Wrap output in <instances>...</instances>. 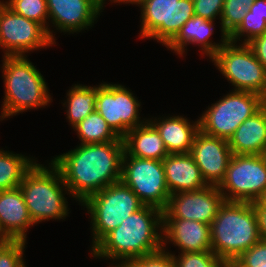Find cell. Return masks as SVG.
I'll return each mask as SVG.
<instances>
[{"instance_id":"obj_40","label":"cell","mask_w":266,"mask_h":267,"mask_svg":"<svg viewBox=\"0 0 266 267\" xmlns=\"http://www.w3.org/2000/svg\"><path fill=\"white\" fill-rule=\"evenodd\" d=\"M259 202L266 208V193H265V195L259 200Z\"/></svg>"},{"instance_id":"obj_6","label":"cell","mask_w":266,"mask_h":267,"mask_svg":"<svg viewBox=\"0 0 266 267\" xmlns=\"http://www.w3.org/2000/svg\"><path fill=\"white\" fill-rule=\"evenodd\" d=\"M81 206L86 207L90 214L92 250L108 233L144 204L127 185L119 181L92 194Z\"/></svg>"},{"instance_id":"obj_13","label":"cell","mask_w":266,"mask_h":267,"mask_svg":"<svg viewBox=\"0 0 266 267\" xmlns=\"http://www.w3.org/2000/svg\"><path fill=\"white\" fill-rule=\"evenodd\" d=\"M130 89L120 84L101 83L97 86L96 111L120 137L147 120L139 117L141 102Z\"/></svg>"},{"instance_id":"obj_36","label":"cell","mask_w":266,"mask_h":267,"mask_svg":"<svg viewBox=\"0 0 266 267\" xmlns=\"http://www.w3.org/2000/svg\"><path fill=\"white\" fill-rule=\"evenodd\" d=\"M258 231L261 239L266 240V208L259 202H253Z\"/></svg>"},{"instance_id":"obj_35","label":"cell","mask_w":266,"mask_h":267,"mask_svg":"<svg viewBox=\"0 0 266 267\" xmlns=\"http://www.w3.org/2000/svg\"><path fill=\"white\" fill-rule=\"evenodd\" d=\"M258 61L266 69V33L254 38L248 43Z\"/></svg>"},{"instance_id":"obj_25","label":"cell","mask_w":266,"mask_h":267,"mask_svg":"<svg viewBox=\"0 0 266 267\" xmlns=\"http://www.w3.org/2000/svg\"><path fill=\"white\" fill-rule=\"evenodd\" d=\"M35 159L0 149V191L18 188Z\"/></svg>"},{"instance_id":"obj_32","label":"cell","mask_w":266,"mask_h":267,"mask_svg":"<svg viewBox=\"0 0 266 267\" xmlns=\"http://www.w3.org/2000/svg\"><path fill=\"white\" fill-rule=\"evenodd\" d=\"M26 241L7 240L0 243V267H26L23 254Z\"/></svg>"},{"instance_id":"obj_16","label":"cell","mask_w":266,"mask_h":267,"mask_svg":"<svg viewBox=\"0 0 266 267\" xmlns=\"http://www.w3.org/2000/svg\"><path fill=\"white\" fill-rule=\"evenodd\" d=\"M49 21L63 33L91 28L104 9L97 0H46Z\"/></svg>"},{"instance_id":"obj_24","label":"cell","mask_w":266,"mask_h":267,"mask_svg":"<svg viewBox=\"0 0 266 267\" xmlns=\"http://www.w3.org/2000/svg\"><path fill=\"white\" fill-rule=\"evenodd\" d=\"M72 86L66 94L68 98L63 105L67 108V119L73 128L96 109L97 86L78 83Z\"/></svg>"},{"instance_id":"obj_18","label":"cell","mask_w":266,"mask_h":267,"mask_svg":"<svg viewBox=\"0 0 266 267\" xmlns=\"http://www.w3.org/2000/svg\"><path fill=\"white\" fill-rule=\"evenodd\" d=\"M34 226L21 189L0 191V232L7 240L26 241V232Z\"/></svg>"},{"instance_id":"obj_19","label":"cell","mask_w":266,"mask_h":267,"mask_svg":"<svg viewBox=\"0 0 266 267\" xmlns=\"http://www.w3.org/2000/svg\"><path fill=\"white\" fill-rule=\"evenodd\" d=\"M214 21L203 19L194 15L180 29L177 35L165 46L168 50L176 52L177 55H184L187 45L196 44L201 47V53L212 58L216 52L228 40L226 35L221 36L220 43L210 40L214 32ZM213 42V43H212Z\"/></svg>"},{"instance_id":"obj_3","label":"cell","mask_w":266,"mask_h":267,"mask_svg":"<svg viewBox=\"0 0 266 267\" xmlns=\"http://www.w3.org/2000/svg\"><path fill=\"white\" fill-rule=\"evenodd\" d=\"M211 250L226 265L261 238L253 202L225 201L210 224Z\"/></svg>"},{"instance_id":"obj_8","label":"cell","mask_w":266,"mask_h":267,"mask_svg":"<svg viewBox=\"0 0 266 267\" xmlns=\"http://www.w3.org/2000/svg\"><path fill=\"white\" fill-rule=\"evenodd\" d=\"M235 87L232 90L266 95V69L248 44L237 45L227 40L210 59Z\"/></svg>"},{"instance_id":"obj_22","label":"cell","mask_w":266,"mask_h":267,"mask_svg":"<svg viewBox=\"0 0 266 267\" xmlns=\"http://www.w3.org/2000/svg\"><path fill=\"white\" fill-rule=\"evenodd\" d=\"M228 143L232 154L261 155L266 147V105L241 123Z\"/></svg>"},{"instance_id":"obj_5","label":"cell","mask_w":266,"mask_h":267,"mask_svg":"<svg viewBox=\"0 0 266 267\" xmlns=\"http://www.w3.org/2000/svg\"><path fill=\"white\" fill-rule=\"evenodd\" d=\"M49 167L35 161L19 185L29 215L34 224L68 216L67 186L58 168L51 162ZM66 192V193H65Z\"/></svg>"},{"instance_id":"obj_7","label":"cell","mask_w":266,"mask_h":267,"mask_svg":"<svg viewBox=\"0 0 266 267\" xmlns=\"http://www.w3.org/2000/svg\"><path fill=\"white\" fill-rule=\"evenodd\" d=\"M264 105L259 94L233 90L202 113L199 128L207 135L229 140L239 125Z\"/></svg>"},{"instance_id":"obj_2","label":"cell","mask_w":266,"mask_h":267,"mask_svg":"<svg viewBox=\"0 0 266 267\" xmlns=\"http://www.w3.org/2000/svg\"><path fill=\"white\" fill-rule=\"evenodd\" d=\"M162 228L163 211L144 205L108 233L90 252L93 258L117 262L140 258L163 249Z\"/></svg>"},{"instance_id":"obj_20","label":"cell","mask_w":266,"mask_h":267,"mask_svg":"<svg viewBox=\"0 0 266 267\" xmlns=\"http://www.w3.org/2000/svg\"><path fill=\"white\" fill-rule=\"evenodd\" d=\"M163 167L170 195L208 186L190 153L168 154L163 159Z\"/></svg>"},{"instance_id":"obj_1","label":"cell","mask_w":266,"mask_h":267,"mask_svg":"<svg viewBox=\"0 0 266 267\" xmlns=\"http://www.w3.org/2000/svg\"><path fill=\"white\" fill-rule=\"evenodd\" d=\"M124 142L80 144L51 162L58 168L70 196L82 204L89 196L121 181Z\"/></svg>"},{"instance_id":"obj_4","label":"cell","mask_w":266,"mask_h":267,"mask_svg":"<svg viewBox=\"0 0 266 267\" xmlns=\"http://www.w3.org/2000/svg\"><path fill=\"white\" fill-rule=\"evenodd\" d=\"M27 58V55L3 56L5 97L0 121L29 109L45 107L52 102L43 75Z\"/></svg>"},{"instance_id":"obj_11","label":"cell","mask_w":266,"mask_h":267,"mask_svg":"<svg viewBox=\"0 0 266 267\" xmlns=\"http://www.w3.org/2000/svg\"><path fill=\"white\" fill-rule=\"evenodd\" d=\"M219 190L225 201H259L266 193V164L263 157L233 154Z\"/></svg>"},{"instance_id":"obj_26","label":"cell","mask_w":266,"mask_h":267,"mask_svg":"<svg viewBox=\"0 0 266 267\" xmlns=\"http://www.w3.org/2000/svg\"><path fill=\"white\" fill-rule=\"evenodd\" d=\"M81 144L123 141L96 109L73 127Z\"/></svg>"},{"instance_id":"obj_9","label":"cell","mask_w":266,"mask_h":267,"mask_svg":"<svg viewBox=\"0 0 266 267\" xmlns=\"http://www.w3.org/2000/svg\"><path fill=\"white\" fill-rule=\"evenodd\" d=\"M140 38L166 46L194 14L193 0H141Z\"/></svg>"},{"instance_id":"obj_43","label":"cell","mask_w":266,"mask_h":267,"mask_svg":"<svg viewBox=\"0 0 266 267\" xmlns=\"http://www.w3.org/2000/svg\"><path fill=\"white\" fill-rule=\"evenodd\" d=\"M7 241V239L0 232V243Z\"/></svg>"},{"instance_id":"obj_38","label":"cell","mask_w":266,"mask_h":267,"mask_svg":"<svg viewBox=\"0 0 266 267\" xmlns=\"http://www.w3.org/2000/svg\"><path fill=\"white\" fill-rule=\"evenodd\" d=\"M255 0H225L224 2H231V3H238V4H244L247 7H250V5L254 2Z\"/></svg>"},{"instance_id":"obj_33","label":"cell","mask_w":266,"mask_h":267,"mask_svg":"<svg viewBox=\"0 0 266 267\" xmlns=\"http://www.w3.org/2000/svg\"><path fill=\"white\" fill-rule=\"evenodd\" d=\"M231 267H266V240L260 239L247 251L241 253Z\"/></svg>"},{"instance_id":"obj_27","label":"cell","mask_w":266,"mask_h":267,"mask_svg":"<svg viewBox=\"0 0 266 267\" xmlns=\"http://www.w3.org/2000/svg\"><path fill=\"white\" fill-rule=\"evenodd\" d=\"M3 3L14 13L41 24L56 44L53 30L49 27V13L46 0H7ZM48 20V21H47Z\"/></svg>"},{"instance_id":"obj_12","label":"cell","mask_w":266,"mask_h":267,"mask_svg":"<svg viewBox=\"0 0 266 267\" xmlns=\"http://www.w3.org/2000/svg\"><path fill=\"white\" fill-rule=\"evenodd\" d=\"M54 44L41 24L14 13L0 0V47L3 48V56H25L26 52Z\"/></svg>"},{"instance_id":"obj_30","label":"cell","mask_w":266,"mask_h":267,"mask_svg":"<svg viewBox=\"0 0 266 267\" xmlns=\"http://www.w3.org/2000/svg\"><path fill=\"white\" fill-rule=\"evenodd\" d=\"M166 249H161L158 252L142 256L140 258L126 259L115 266L109 267H176L173 254Z\"/></svg>"},{"instance_id":"obj_21","label":"cell","mask_w":266,"mask_h":267,"mask_svg":"<svg viewBox=\"0 0 266 267\" xmlns=\"http://www.w3.org/2000/svg\"><path fill=\"white\" fill-rule=\"evenodd\" d=\"M147 120L159 132L169 154L190 153L195 135L200 130L199 119L191 122L186 117L171 115Z\"/></svg>"},{"instance_id":"obj_41","label":"cell","mask_w":266,"mask_h":267,"mask_svg":"<svg viewBox=\"0 0 266 267\" xmlns=\"http://www.w3.org/2000/svg\"><path fill=\"white\" fill-rule=\"evenodd\" d=\"M97 1H98L99 3H101L103 6H105L104 4H106V3H105L106 0H97ZM110 2H111V3H113V2L116 3V0H110Z\"/></svg>"},{"instance_id":"obj_37","label":"cell","mask_w":266,"mask_h":267,"mask_svg":"<svg viewBox=\"0 0 266 267\" xmlns=\"http://www.w3.org/2000/svg\"><path fill=\"white\" fill-rule=\"evenodd\" d=\"M250 15L263 16L266 21V0H255L249 7Z\"/></svg>"},{"instance_id":"obj_39","label":"cell","mask_w":266,"mask_h":267,"mask_svg":"<svg viewBox=\"0 0 266 267\" xmlns=\"http://www.w3.org/2000/svg\"><path fill=\"white\" fill-rule=\"evenodd\" d=\"M141 0H116V3H122L123 2V4L125 3V4H127V3H130V4H133V5H136V4H138L139 2H140Z\"/></svg>"},{"instance_id":"obj_29","label":"cell","mask_w":266,"mask_h":267,"mask_svg":"<svg viewBox=\"0 0 266 267\" xmlns=\"http://www.w3.org/2000/svg\"><path fill=\"white\" fill-rule=\"evenodd\" d=\"M176 267H225L226 264L212 250L201 252L173 253Z\"/></svg>"},{"instance_id":"obj_14","label":"cell","mask_w":266,"mask_h":267,"mask_svg":"<svg viewBox=\"0 0 266 267\" xmlns=\"http://www.w3.org/2000/svg\"><path fill=\"white\" fill-rule=\"evenodd\" d=\"M225 202L217 186L170 195L163 218L194 220L210 225Z\"/></svg>"},{"instance_id":"obj_28","label":"cell","mask_w":266,"mask_h":267,"mask_svg":"<svg viewBox=\"0 0 266 267\" xmlns=\"http://www.w3.org/2000/svg\"><path fill=\"white\" fill-rule=\"evenodd\" d=\"M266 33V21L263 16L250 15V11L246 13L240 26L228 37V40L234 43L241 41L242 44H248L254 38Z\"/></svg>"},{"instance_id":"obj_23","label":"cell","mask_w":266,"mask_h":267,"mask_svg":"<svg viewBox=\"0 0 266 267\" xmlns=\"http://www.w3.org/2000/svg\"><path fill=\"white\" fill-rule=\"evenodd\" d=\"M123 142L129 156L162 161L169 154L159 132L148 120L129 130Z\"/></svg>"},{"instance_id":"obj_31","label":"cell","mask_w":266,"mask_h":267,"mask_svg":"<svg viewBox=\"0 0 266 267\" xmlns=\"http://www.w3.org/2000/svg\"><path fill=\"white\" fill-rule=\"evenodd\" d=\"M248 10L244 4L224 2L220 17L221 35L229 37L240 26Z\"/></svg>"},{"instance_id":"obj_34","label":"cell","mask_w":266,"mask_h":267,"mask_svg":"<svg viewBox=\"0 0 266 267\" xmlns=\"http://www.w3.org/2000/svg\"><path fill=\"white\" fill-rule=\"evenodd\" d=\"M225 0H193L194 14L206 20L215 21L221 17Z\"/></svg>"},{"instance_id":"obj_10","label":"cell","mask_w":266,"mask_h":267,"mask_svg":"<svg viewBox=\"0 0 266 267\" xmlns=\"http://www.w3.org/2000/svg\"><path fill=\"white\" fill-rule=\"evenodd\" d=\"M121 181L127 185L144 205L164 210L170 192L167 188L163 160L122 157Z\"/></svg>"},{"instance_id":"obj_42","label":"cell","mask_w":266,"mask_h":267,"mask_svg":"<svg viewBox=\"0 0 266 267\" xmlns=\"http://www.w3.org/2000/svg\"><path fill=\"white\" fill-rule=\"evenodd\" d=\"M261 156L263 157V159H264V161H265V164H266V147H265V149L262 151Z\"/></svg>"},{"instance_id":"obj_15","label":"cell","mask_w":266,"mask_h":267,"mask_svg":"<svg viewBox=\"0 0 266 267\" xmlns=\"http://www.w3.org/2000/svg\"><path fill=\"white\" fill-rule=\"evenodd\" d=\"M190 154L206 184L219 187L233 155L228 140L207 135L199 130L193 140Z\"/></svg>"},{"instance_id":"obj_17","label":"cell","mask_w":266,"mask_h":267,"mask_svg":"<svg viewBox=\"0 0 266 267\" xmlns=\"http://www.w3.org/2000/svg\"><path fill=\"white\" fill-rule=\"evenodd\" d=\"M163 249L171 244L180 252L211 250L210 225L194 220L163 218ZM171 242V243H170Z\"/></svg>"}]
</instances>
